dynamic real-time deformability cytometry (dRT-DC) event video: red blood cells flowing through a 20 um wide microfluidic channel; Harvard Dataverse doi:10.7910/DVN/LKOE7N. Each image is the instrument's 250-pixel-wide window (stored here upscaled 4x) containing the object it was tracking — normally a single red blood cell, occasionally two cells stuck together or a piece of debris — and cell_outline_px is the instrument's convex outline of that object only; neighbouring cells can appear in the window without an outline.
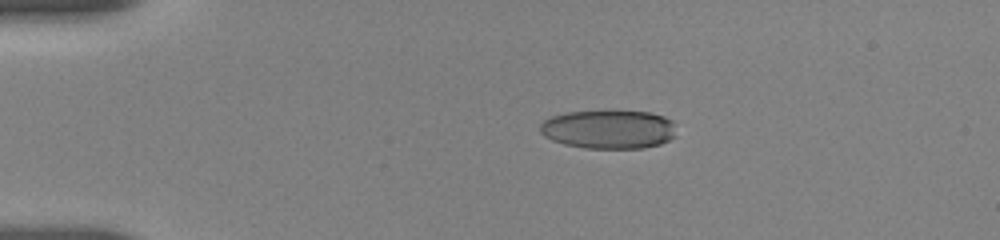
{"species": "human", "species_latin": "Homo sapiens", "temperature_condition": "room temperature", "stored_images_in_passage": 17, "camera_frame_rate_fps": 3000, "um_per_image_px": 0.085, "donor": {"sex": "female"}, "frame": {"image": 1, "passage_image": 4, "time_ms": 3.0, "image_size_px": [1000, 240], "cell_outline_px": [[676, 136], [660, 144], [644, 148], [584, 148], [564, 144], [552, 140], [544, 136], [540, 132], [540, 124], [544, 120], [552, 116], [568, 112], [648, 112], [664, 116], [672, 120]], "centroid_in_image_um": [51.73, 11.01], "position_along_channel_um": 33.3, "area_um2": 30.52}}
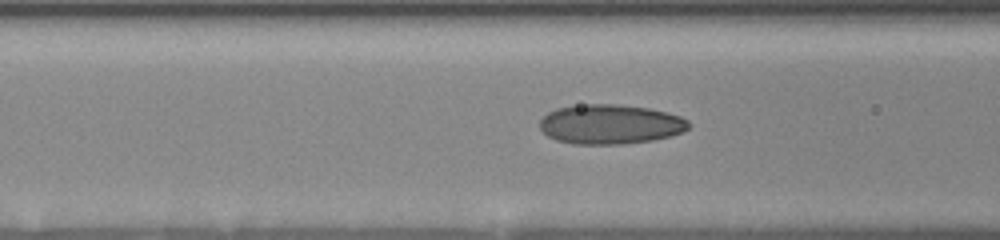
{"frame": {"image": 2, "passage_image": 13, "time_ms": 6.667, "image_size_px": [1000, 240], "cell_outline_px": [[692, 124], [684, 132], [672, 136], [652, 140], [624, 144], [572, 144], [556, 140], [548, 136], [540, 128], [540, 120], [548, 112], [556, 108], [580, 104], [616, 104], [648, 108], [668, 112], [680, 116], [688, 120]], "centroid_in_image_um": [51.9, 10.56], "position_along_channel_um": 114.7, "area_um2": 34.68}}
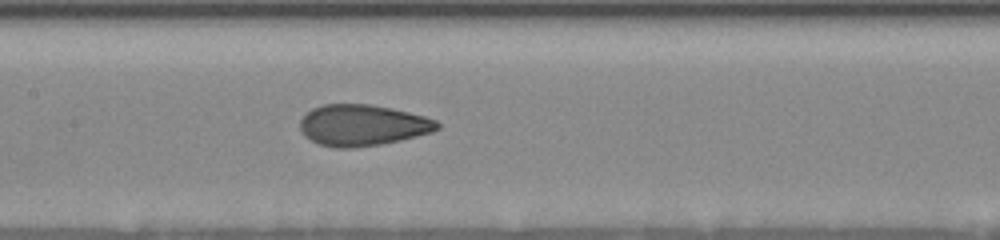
{"frame": {"image": 3, "passage_image": 17, "time_ms": 8.333, "image_size_px": [1000, 240], "cell_outline_px": [[440, 128], [432, 132], [400, 140], [380, 144], [352, 148], [336, 148], [320, 144], [304, 136], [300, 128], [300, 120], [312, 108], [324, 104], [368, 104], [392, 108], [424, 116], [436, 120], [440, 124]], "centroid_in_image_um": [30.81, 10.64], "position_along_channel_um": 176.6, "area_um2": 32.83}}